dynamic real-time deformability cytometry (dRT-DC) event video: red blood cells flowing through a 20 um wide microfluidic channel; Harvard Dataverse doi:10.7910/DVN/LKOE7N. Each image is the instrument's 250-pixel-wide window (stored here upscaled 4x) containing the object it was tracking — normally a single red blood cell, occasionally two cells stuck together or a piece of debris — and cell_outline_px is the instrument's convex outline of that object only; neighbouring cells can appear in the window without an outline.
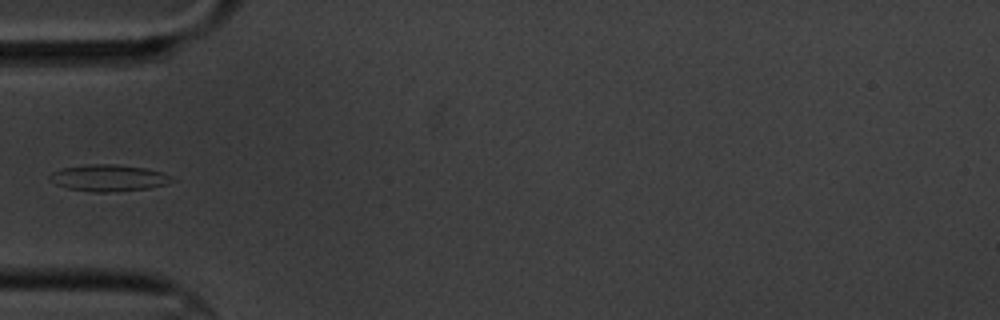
{"species": "common noctule bat (a hibernating species)", "species_latin": "Nyctalus noctula", "temperature_condition": "cold", "stored_images_in_passage": 5, "camera_frame_rate_fps": 3000, "um_per_image_px": 0.085, "animal": {"sex": "male", "body_mass_g": 20.1, "forearm_length_mm": 53.5}, "frame": {"image": 1, "passage_image": 3, "time_ms": 2.667, "image_size_px": [1000, 320], "cell_outline_px": [[176, 180], [168, 184], [148, 188], [108, 192], [92, 192], [68, 188], [56, 184], [48, 180], [48, 176], [52, 172], [64, 168], [88, 164], [116, 164], [148, 168], [172, 176]], "centroid_in_image_um": [9.25, 15.12], "position_along_channel_um": 75.8, "area_um2": 19.02}}
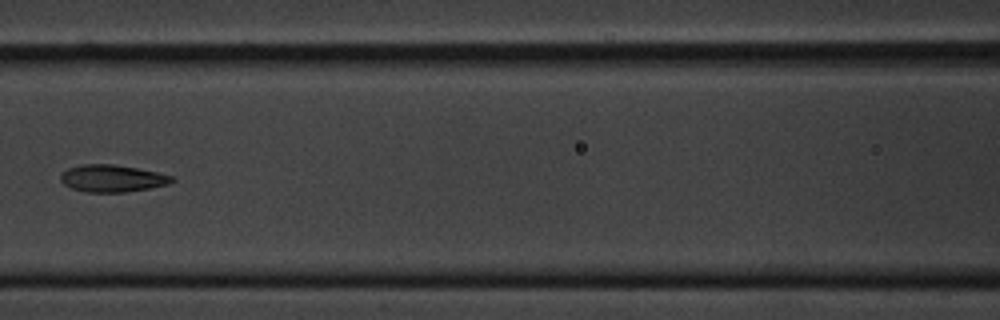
{"frame": {"image": 2, "passage_image": 5, "time_ms": 5.0, "image_size_px": [1000, 320], "cell_outline_px": [[176, 180], [168, 184], [148, 188], [124, 192], [88, 192], [72, 188], [64, 184], [60, 180], [60, 176], [68, 168], [80, 164], [112, 164], [136, 168], [156, 172], [172, 176]], "centroid_in_image_um": [9.52, 15.16], "position_along_channel_um": 157.1, "area_um2": 17.4}}